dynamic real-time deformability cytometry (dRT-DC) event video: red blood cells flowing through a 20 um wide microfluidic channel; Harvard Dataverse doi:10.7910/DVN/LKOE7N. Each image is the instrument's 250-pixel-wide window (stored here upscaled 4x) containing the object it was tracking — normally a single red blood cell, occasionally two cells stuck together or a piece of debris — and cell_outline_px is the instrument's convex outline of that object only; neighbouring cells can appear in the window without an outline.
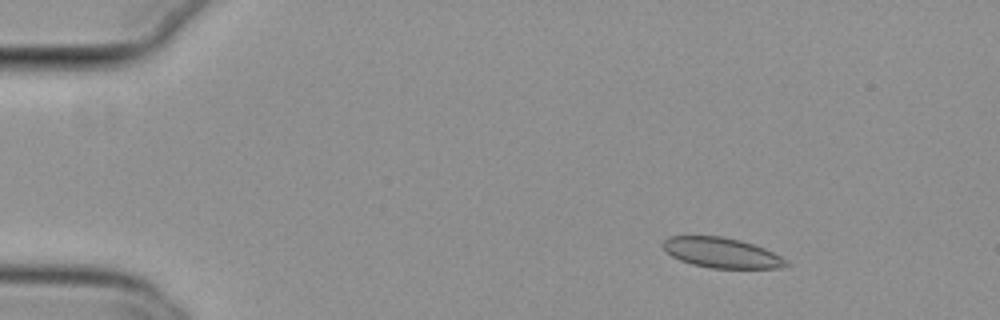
{"species": "common noctule bat (a hibernating species)", "species_latin": "Nyctalus noctula", "temperature_condition": "cold", "stored_images_in_passage": 50, "camera_frame_rate_fps": 3000, "um_per_image_px": 0.085, "animal": {"sex": "female", "body_mass_g": 29.2, "forearm_length_mm": 56.3}, "frame": {"image": 1, "passage_image": 3, "time_ms": 0.667, "image_size_px": [1000, 320], "cell_outline_px": [[792, 264], [780, 268], [712, 268], [692, 264], [680, 260], [672, 256], [660, 244], [668, 236], [724, 236], [740, 240], [764, 248], [788, 260]], "centroid_in_image_um": [61.35, 21.48], "position_along_channel_um": 23.7, "area_um2": 21.68}}
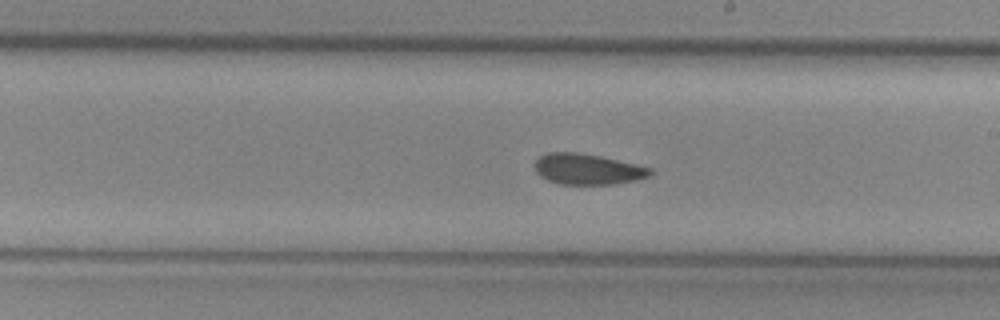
{"frame": {"image": 2, "passage_image": 27, "time_ms": 8.667, "image_size_px": [1000, 320], "cell_outline_px": [[652, 176], [636, 180], [616, 184], [560, 184], [548, 180], [540, 176], [536, 172], [536, 160], [540, 156], [548, 152], [576, 152], [600, 156], [636, 164], [652, 168]], "centroid_in_image_um": [49.97, 14.38], "position_along_channel_um": 239.0, "area_um2": 20.69}}
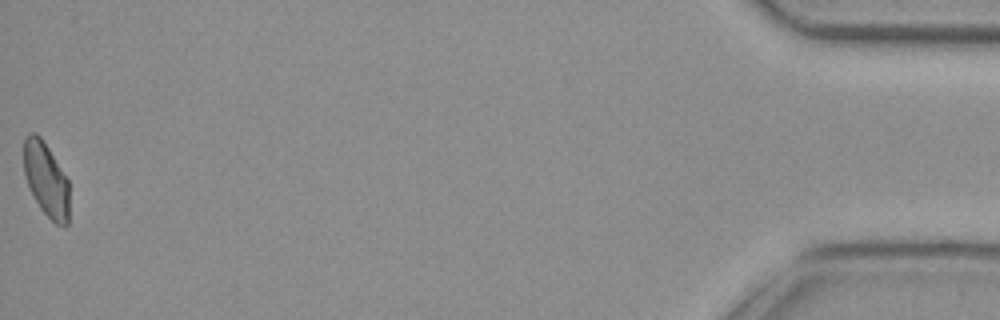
{"frame": {"image": 3, "passage_image": 50, "time_ms": 16.333, "image_size_px": [1000, 320], "cell_outline_px": [[68, 224], [64, 228], [56, 224], [40, 208], [24, 176], [24, 140], [28, 132], [36, 132], [40, 136], [48, 148], [68, 180]], "centroid_in_image_um": [3.91, 15.25], "position_along_channel_um": 431.3, "area_um2": 19.42}, "authors_computed_cell_mechanics": {"area_um2": 21.386, "velocity_mm_per_s": 3.7857, "shape_relaxation_time_tau1_ms": null, "shape_relaxation_time_tau2_ms": 9.02, "deformation_change_tau1": null, "deformation_change_tau2": 0.112}}